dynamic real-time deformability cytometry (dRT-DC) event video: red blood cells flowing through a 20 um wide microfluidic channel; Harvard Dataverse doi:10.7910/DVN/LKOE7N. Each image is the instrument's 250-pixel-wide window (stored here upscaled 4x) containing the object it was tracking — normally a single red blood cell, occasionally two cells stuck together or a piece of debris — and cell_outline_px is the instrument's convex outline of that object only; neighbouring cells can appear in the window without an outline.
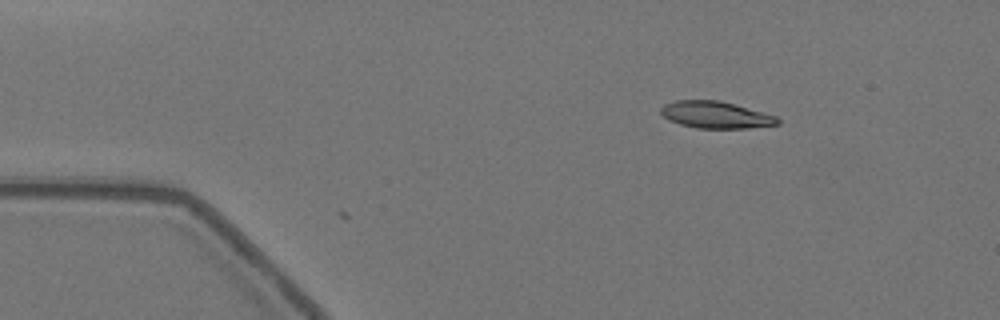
{"species": "Egyptian fruit bat (a non-hibernating species)", "species_latin": "Rousettus aegyptiacus", "temperature_condition": "warm", "stored_images_in_passage": 3, "camera_frame_rate_fps": 3000, "um_per_image_px": 0.085, "animal": {"sex": "female"}, "frame": {"image": 1, "passage_image": 3, "time_ms": 0.667, "image_size_px": [1000, 320], "cell_outline_px": [[780, 124], [748, 128], [696, 128], [680, 124], [668, 120], [660, 112], [660, 108], [664, 104], [676, 100], [720, 100], [736, 104], [776, 116], [780, 120]], "centroid_in_image_um": [60.83, 9.75], "position_along_channel_um": 24.2, "area_um2": 18.38}}